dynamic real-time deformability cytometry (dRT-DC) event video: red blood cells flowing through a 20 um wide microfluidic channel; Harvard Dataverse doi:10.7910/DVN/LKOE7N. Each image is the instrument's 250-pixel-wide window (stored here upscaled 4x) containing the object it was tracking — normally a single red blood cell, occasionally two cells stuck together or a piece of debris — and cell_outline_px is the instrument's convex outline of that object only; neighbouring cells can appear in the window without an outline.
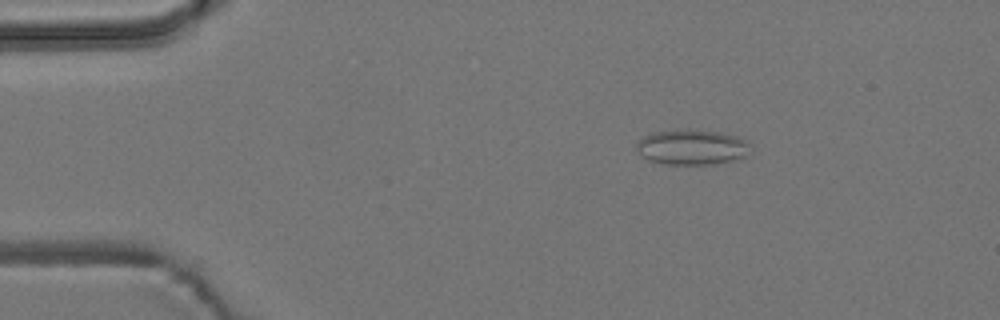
{"species": "common noctule bat (a hibernating species)", "species_latin": "Nyctalus noctula", "temperature_condition": "room temperature", "stored_images_in_passage": 3, "camera_frame_rate_fps": 3000, "um_per_image_px": 0.085, "animal": {"sex": "male", "body_mass_g": 19.2, "forearm_length_mm": 51.8}, "frame": {"image": 1, "passage_image": 1, "time_ms": 0.0, "image_size_px": [1000, 320], "cell_outline_px": [[752, 144], [744, 156], [732, 160], [708, 164], [668, 164], [648, 160], [636, 148], [636, 144], [644, 136], [652, 132], [676, 128], [688, 128], [716, 132], [736, 136]], "centroid_in_image_um": [58.77, 12.47], "position_along_channel_um": 26.2, "area_um2": 23.29}}